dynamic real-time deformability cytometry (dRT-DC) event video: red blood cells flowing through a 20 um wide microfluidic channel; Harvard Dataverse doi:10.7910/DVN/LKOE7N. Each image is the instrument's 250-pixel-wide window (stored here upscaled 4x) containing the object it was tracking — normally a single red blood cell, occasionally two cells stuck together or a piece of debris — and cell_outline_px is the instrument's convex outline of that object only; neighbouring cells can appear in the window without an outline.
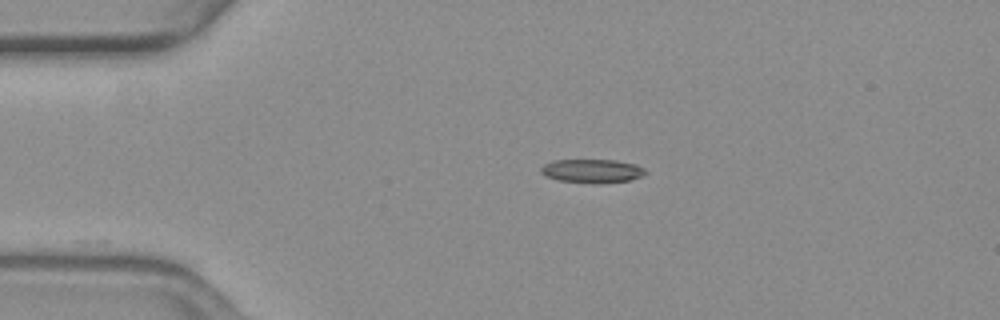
{"species": "common noctule bat (a hibernating species)", "species_latin": "Nyctalus noctula", "temperature_condition": "warm", "stored_images_in_passage": 45, "camera_frame_rate_fps": 3000, "um_per_image_px": 0.085, "animal": {"sex": "female", "body_mass_g": 19.3, "forearm_length_mm": 54.1}, "frame": {"image": 1, "passage_image": 1, "time_ms": 0.0, "image_size_px": [1000, 320], "cell_outline_px": [[644, 172], [640, 176], [628, 180], [596, 184], [592, 184], [560, 180], [544, 176], [540, 172], [540, 168], [544, 164], [556, 160], [612, 160], [636, 164], [644, 168]], "centroid_in_image_um": [50.27, 14.53], "position_along_channel_um": 34.7, "area_um2": 14.28}}
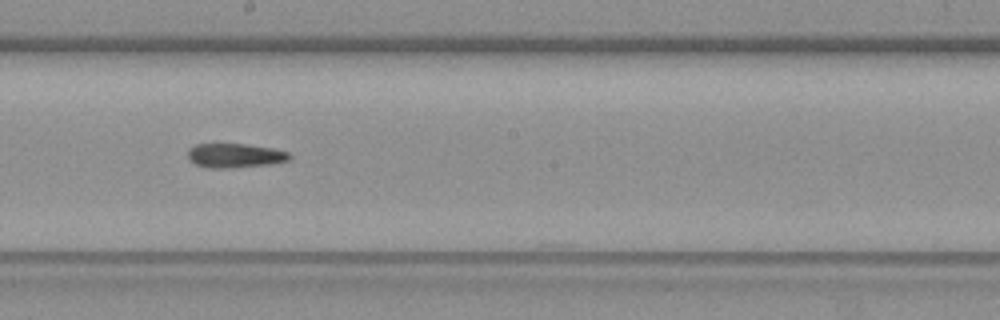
{"frame": {"image": 2, "passage_image": 20, "time_ms": 6.333, "image_size_px": [1000, 320], "cell_outline_px": [[292, 156], [288, 160], [272, 164], [228, 168], [208, 168], [196, 164], [188, 160], [188, 148], [196, 144], [244, 144], [272, 148], [288, 152]], "centroid_in_image_um": [19.95, 13.22], "position_along_channel_um": 228.3, "area_um2": 14.39}}
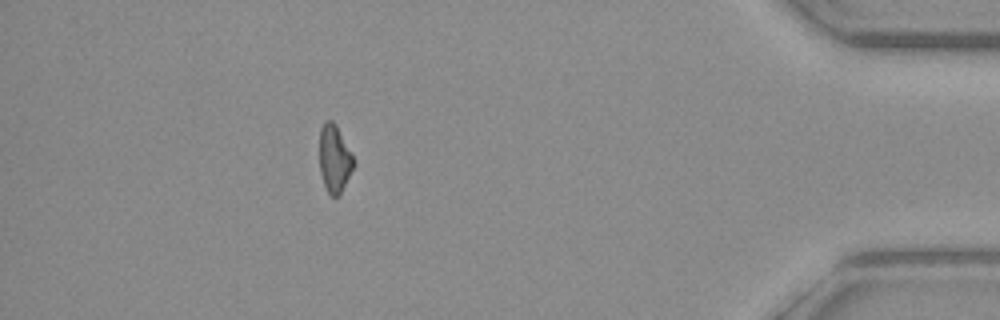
{"frame": {"image": 3, "passage_image": 39, "time_ms": 12.667, "image_size_px": [1000, 320], "cell_outline_px": [[356, 164], [340, 196], [332, 196], [328, 192], [324, 184], [320, 172], [320, 128], [328, 120], [332, 120], [336, 124]], "centroid_in_image_um": [28.44, 13.53], "position_along_channel_um": 406.8, "area_um2": 13.35}, "authors_computed_cell_mechanics": {"area_um2": 14.739, "velocity_mm_per_s": 3.6805, "shape_relaxation_time_tau1_ms": 5.188, "shape_relaxation_time_tau2_ms": 6.342, "deformation_change_tau1": 0.1473, "deformation_change_tau2": 0.1583}}